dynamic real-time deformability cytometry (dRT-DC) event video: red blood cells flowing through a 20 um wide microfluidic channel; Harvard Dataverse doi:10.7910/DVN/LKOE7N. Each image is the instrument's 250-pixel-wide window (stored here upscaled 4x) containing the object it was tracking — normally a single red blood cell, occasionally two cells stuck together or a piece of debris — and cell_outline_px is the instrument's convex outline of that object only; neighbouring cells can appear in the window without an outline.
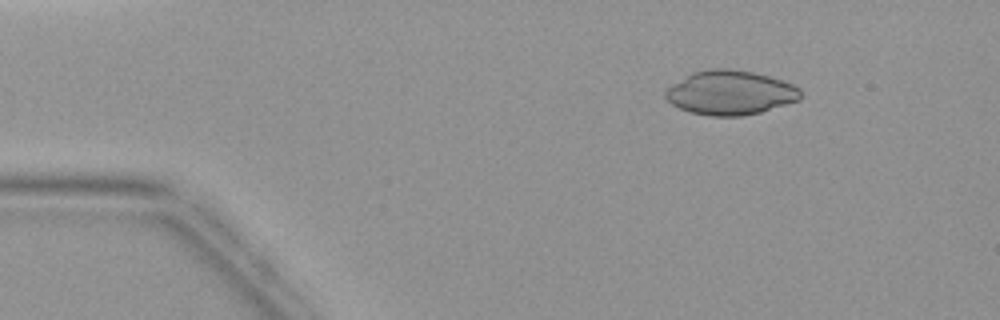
{"species": "common noctule bat (a hibernating species)", "species_latin": "Nyctalus noctula", "temperature_condition": "warm", "stored_images_in_passage": 4, "camera_frame_rate_fps": 3000, "um_per_image_px": 0.085, "animal": {"sex": "female", "body_mass_g": 19.9}, "frame": {"image": 1, "passage_image": 2, "time_ms": 1.333, "image_size_px": [1000, 320], "cell_outline_px": [[804, 96], [800, 100], [760, 112], [744, 116], [712, 116], [688, 112], [672, 104], [664, 96], [664, 92], [672, 84], [692, 72], [712, 68], [728, 68], [752, 72], [768, 76], [792, 84], [800, 88]], "centroid_in_image_um": [62.08, 7.88], "position_along_channel_um": 22.9, "area_um2": 34.97}}